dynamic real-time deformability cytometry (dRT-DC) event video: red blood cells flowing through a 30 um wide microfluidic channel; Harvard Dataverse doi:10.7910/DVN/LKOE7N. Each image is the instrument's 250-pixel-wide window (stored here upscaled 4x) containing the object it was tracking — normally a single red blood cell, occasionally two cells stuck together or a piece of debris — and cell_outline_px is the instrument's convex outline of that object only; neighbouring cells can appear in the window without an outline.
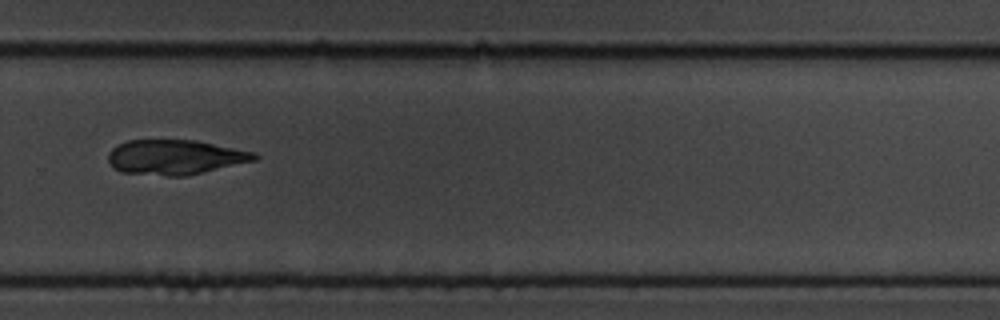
{"species": "common noctule bat (a hibernating species)", "species_latin": "Nyctalus noctula", "temperature_condition": "cold", "stored_images_in_passage": 17, "camera_frame_rate_fps": 3000, "um_per_image_px": 0.085, "animal": {"sex": "male", "body_mass_g": 19.5, "forearm_length_mm": 54.6}, "frame": {"image": 1, "passage_image": 12, "time_ms": 13.667, "image_size_px": [1000, 320], "cell_outline_px": [[260, 156], [256, 160], [184, 176], [168, 176], [120, 172], [112, 168], [108, 164], [108, 152], [112, 148], [128, 140], [196, 140], [256, 152]], "centroid_in_image_um": [14.86, 13.36], "position_along_channel_um": 314.9, "area_um2": 29.77}, "authors_computed_cell_mechanics": {"area_um2": 19.5942, "velocity_mm_per_s": 3.047, "shape_relaxation_time_tau1_ms": 1.7168, "shape_relaxation_time_tau2_ms": 3.0474, "deformation_change_tau1": 0.0626, "deformation_change_tau2": 0.0553}}